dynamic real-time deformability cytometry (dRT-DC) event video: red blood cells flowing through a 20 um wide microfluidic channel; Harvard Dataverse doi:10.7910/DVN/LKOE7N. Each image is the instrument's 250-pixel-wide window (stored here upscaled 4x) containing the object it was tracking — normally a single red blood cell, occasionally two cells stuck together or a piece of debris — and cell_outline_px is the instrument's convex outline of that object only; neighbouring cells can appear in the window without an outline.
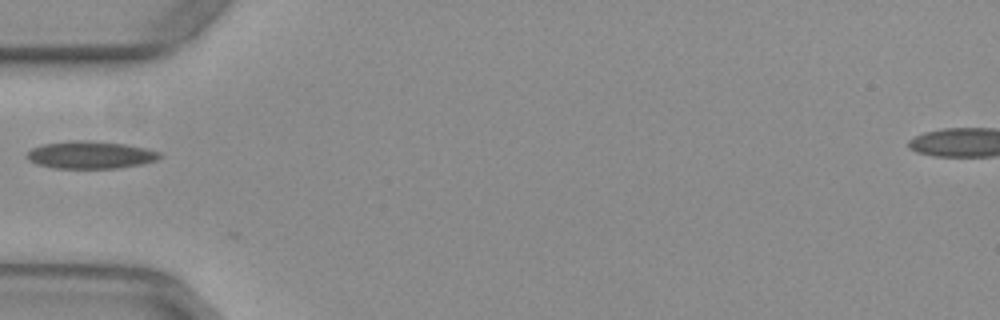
{"species": "common noctule bat (a hibernating species)", "species_latin": "Nyctalus noctula", "temperature_condition": "warm", "stored_images_in_passage": 10, "camera_frame_rate_fps": 3000, "um_per_image_px": 0.085, "animal": {"sex": "female", "body_mass_g": 29.2, "forearm_length_mm": 56.3}, "frame": {"image": 1, "passage_image": 3, "time_ms": 0.667, "image_size_px": [1000, 320], "cell_outline_px": [[164, 156], [156, 160], [140, 164], [120, 168], [52, 168], [36, 164], [28, 160], [28, 152], [32, 148], [44, 144], [72, 140], [84, 140], [124, 144], [144, 148], [160, 152]], "centroid_in_image_um": [7.69, 13.17], "position_along_channel_um": 77.3, "area_um2": 21.15}}
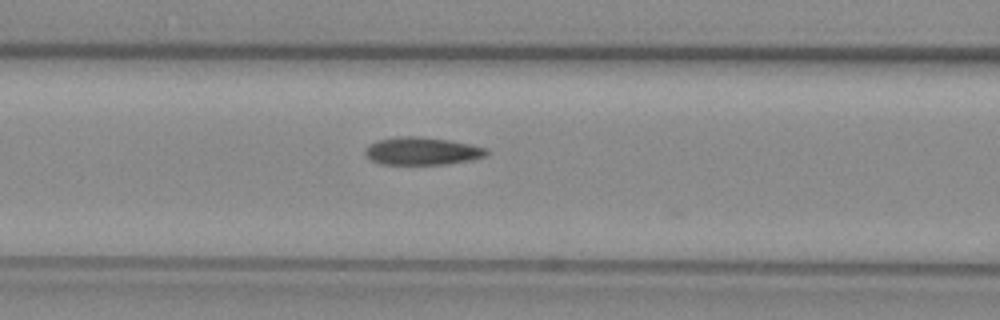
{"frame": {"image": 2, "passage_image": 7, "time_ms": 2.0, "image_size_px": [1000, 320], "cell_outline_px": [[488, 152], [484, 156], [472, 160], [448, 164], [380, 164], [372, 160], [364, 152], [364, 148], [368, 144], [376, 140], [396, 136], [416, 136], [448, 140], [472, 144], [488, 148]], "centroid_in_image_um": [35.86, 12.83], "position_along_channel_um": 130.7, "area_um2": 19.77}}